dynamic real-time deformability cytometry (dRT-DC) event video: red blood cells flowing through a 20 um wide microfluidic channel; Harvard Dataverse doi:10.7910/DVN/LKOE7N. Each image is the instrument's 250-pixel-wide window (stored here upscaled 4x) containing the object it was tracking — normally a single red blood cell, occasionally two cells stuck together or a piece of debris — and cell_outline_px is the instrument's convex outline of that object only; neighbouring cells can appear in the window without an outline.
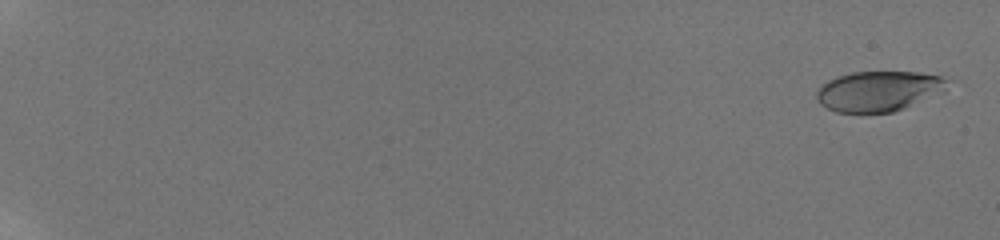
{"species": "human", "species_latin": "Homo sapiens", "temperature_condition": "room temperature", "stored_images_in_passage": 60, "camera_frame_rate_fps": 3000, "um_per_image_px": 0.085, "donor": {"sex": "male"}, "frame": {"image": 1, "passage_image": 3, "time_ms": 0.667, "image_size_px": [1000, 240], "cell_outline_px": [[948, 80], [944, 92], [892, 112], [860, 116], [836, 112], [820, 104], [816, 96], [816, 92], [820, 84], [836, 76], [852, 72], [916, 72], [940, 76]], "centroid_in_image_um": [74.61, 7.78], "position_along_channel_um": 10.4, "area_um2": 31.33}}
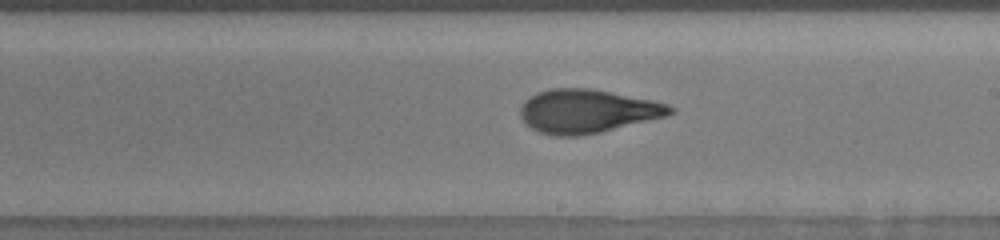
{"frame": {"image": 2, "passage_image": 40, "time_ms": 13.0, "image_size_px": [1000, 240], "cell_outline_px": [[676, 112], [664, 116], [600, 132], [580, 136], [556, 136], [540, 132], [532, 128], [520, 116], [520, 108], [524, 100], [540, 92], [552, 88], [588, 88], [612, 92], [652, 100], [668, 104], [676, 108]], "centroid_in_image_um": [49.92, 9.45], "position_along_channel_um": 239.1, "area_um2": 37.69}}
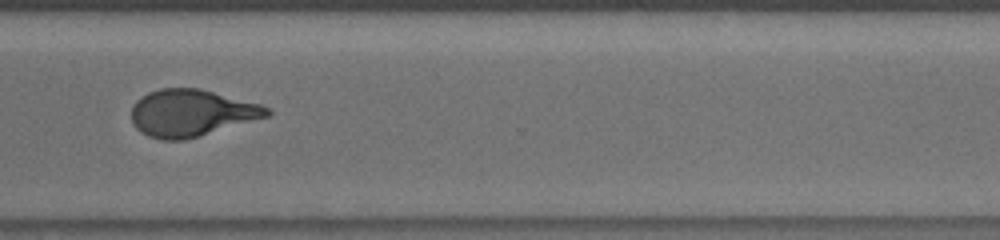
{"frame": {"image": 3, "passage_image": 49, "time_ms": 16.0, "image_size_px": [1000, 240], "cell_outline_px": [[272, 112], [268, 116], [184, 140], [160, 140], [148, 136], [140, 132], [136, 128], [132, 120], [132, 108], [136, 100], [148, 92], [160, 88], [200, 88], [260, 104], [268, 108]], "centroid_in_image_um": [16.23, 9.6], "position_along_channel_um": 354.4, "area_um2": 36.82}, "authors_computed_cell_mechanics": {"area_um2": 36.3273, "velocity_mm_per_s": 3.8406, "shape_relaxation_time_tau1_ms": 5.2557, "shape_relaxation_time_tau2_ms": 1.1902, "deformation_change_tau1": 0.238, "deformation_change_tau2": 0.0936}}